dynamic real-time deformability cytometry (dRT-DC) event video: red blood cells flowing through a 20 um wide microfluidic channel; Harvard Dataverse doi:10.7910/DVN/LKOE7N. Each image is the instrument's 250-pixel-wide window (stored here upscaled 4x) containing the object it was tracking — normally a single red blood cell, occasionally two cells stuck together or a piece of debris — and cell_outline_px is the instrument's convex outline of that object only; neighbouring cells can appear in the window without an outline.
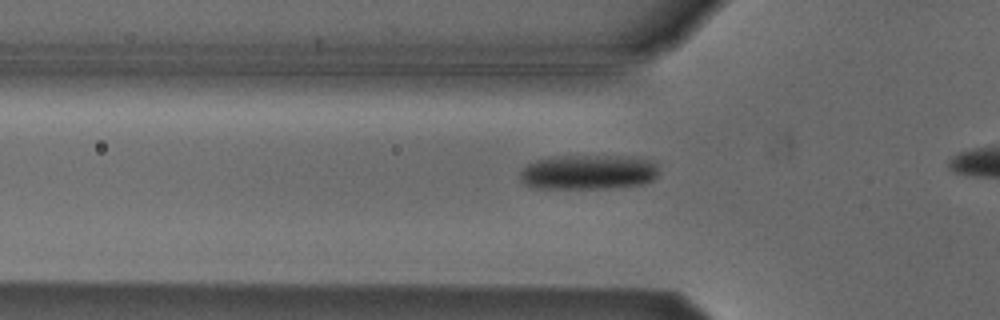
{"species": "Egyptian fruit bat (a non-hibernating species)", "species_latin": "Rousettus aegyptiacus", "temperature_condition": "cold", "stored_images_in_passage": 9, "camera_frame_rate_fps": 3000, "um_per_image_px": 0.085, "animal": {"sex": "male"}, "frame": {"image": 1, "passage_image": 3, "time_ms": 0.667, "image_size_px": [1000, 320], "cell_outline_px": [[656, 176], [652, 180], [640, 184], [604, 188], [528, 188], [520, 180], [520, 172], [528, 164], [536, 160], [556, 156], [628, 156], [648, 160], [656, 164]], "centroid_in_image_um": [49.93, 14.63], "position_along_channel_um": 75.9, "area_um2": 27.92}}
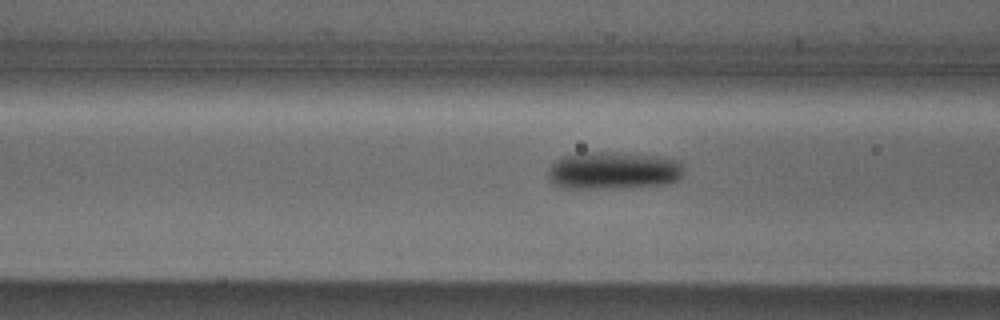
{"frame": {"image": 2, "passage_image": 6, "time_ms": 1.667, "image_size_px": [1000, 320], "cell_outline_px": [[684, 172], [676, 180], [664, 184], [604, 188], [568, 188], [552, 184], [548, 176], [548, 168], [556, 160], [564, 156], [584, 152], [604, 152], [660, 156], [680, 160], [684, 168]], "centroid_in_image_um": [52.12, 14.48], "position_along_channel_um": 114.5, "area_um2": 29.48}}